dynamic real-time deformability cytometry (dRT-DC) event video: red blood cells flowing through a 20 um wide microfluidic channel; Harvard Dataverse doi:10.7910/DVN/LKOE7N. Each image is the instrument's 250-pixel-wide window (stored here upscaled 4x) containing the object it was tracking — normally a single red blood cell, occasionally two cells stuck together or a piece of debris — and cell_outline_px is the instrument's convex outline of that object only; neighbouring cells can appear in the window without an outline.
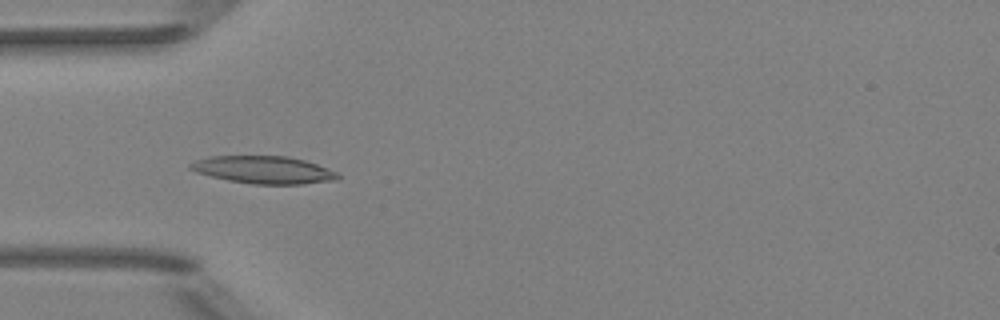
{"species": "Egyptian fruit bat (a non-hibernating species)", "species_latin": "Rousettus aegyptiacus", "temperature_condition": "room temperature", "stored_images_in_passage": 7, "camera_frame_rate_fps": 3000, "um_per_image_px": 0.085, "animal": {"sex": "female"}, "frame": {"image": 1, "passage_image": 5, "time_ms": 4.667, "image_size_px": [1000, 320], "cell_outline_px": [[340, 176], [336, 180], [300, 184], [252, 184], [228, 180], [196, 172], [188, 168], [188, 164], [196, 160], [208, 156], [288, 156], [304, 160], [316, 164], [336, 172]], "centroid_in_image_um": [22.37, 14.43], "position_along_channel_um": 62.6, "area_um2": 23.52}}
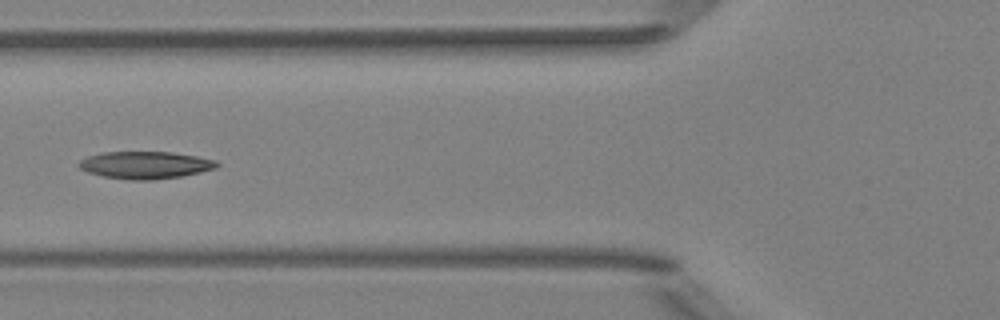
{"frame": {"image": 2, "passage_image": 6, "time_ms": 6.0, "image_size_px": [1000, 320], "cell_outline_px": [[220, 164], [216, 168], [200, 172], [180, 176], [152, 180], [128, 180], [104, 176], [88, 172], [80, 168], [76, 164], [80, 160], [88, 156], [100, 152], [172, 152], [196, 156], [216, 160]], "centroid_in_image_um": [12.34, 14.02], "position_along_channel_um": 113.5, "area_um2": 21.96}}
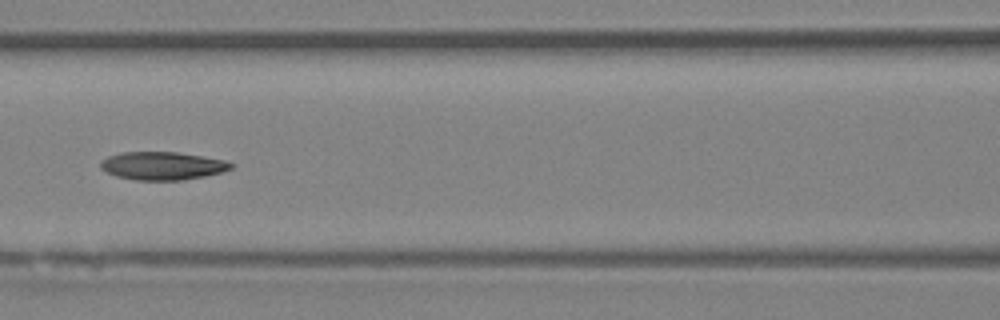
{"frame": {"image": 3, "passage_image": 7, "time_ms": 7.0, "image_size_px": [1000, 320], "cell_outline_px": [[232, 168], [220, 172], [204, 176], [184, 180], [136, 180], [116, 176], [100, 168], [100, 160], [108, 156], [120, 152], [176, 152], [204, 156], [224, 160], [232, 164]], "centroid_in_image_um": [13.77, 14.09], "position_along_channel_um": 152.8, "area_um2": 21.27}}